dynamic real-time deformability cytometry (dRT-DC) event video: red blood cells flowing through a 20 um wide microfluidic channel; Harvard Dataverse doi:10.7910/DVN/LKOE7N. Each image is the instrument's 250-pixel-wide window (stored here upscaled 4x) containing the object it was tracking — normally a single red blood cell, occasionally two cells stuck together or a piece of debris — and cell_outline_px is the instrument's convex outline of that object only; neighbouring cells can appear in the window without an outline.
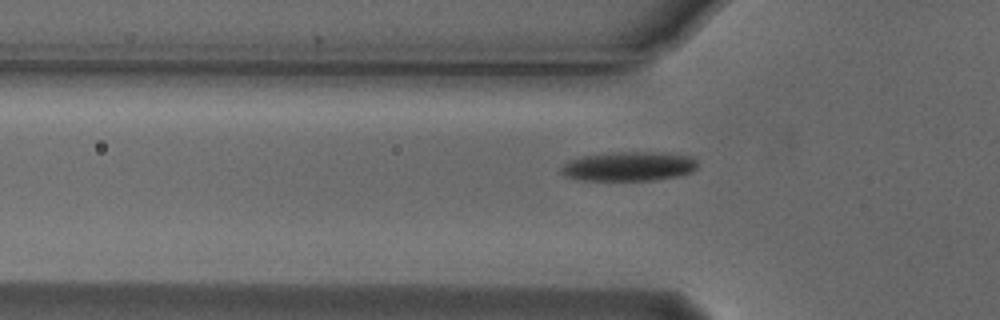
{"species": "Egyptian fruit bat (a non-hibernating species)", "species_latin": "Rousettus aegyptiacus", "temperature_condition": "cold", "stored_images_in_passage": 4, "segment_of_instrument_passage": [2, 2], "camera_frame_rate_fps": 3000, "um_per_image_px": 0.085, "animal": {"sex": "male"}, "frame": {"image": 1, "passage_image": 4, "time_ms": 1.0, "image_size_px": [1000, 320], "cell_outline_px": [[696, 168], [692, 172], [680, 176], [656, 180], [580, 180], [564, 176], [560, 172], [560, 168], [568, 160], [584, 156], [612, 152], [664, 152], [692, 156], [696, 160]], "centroid_in_image_um": [53.46, 14.14], "position_along_channel_um": 72.3, "area_um2": 23.58}}